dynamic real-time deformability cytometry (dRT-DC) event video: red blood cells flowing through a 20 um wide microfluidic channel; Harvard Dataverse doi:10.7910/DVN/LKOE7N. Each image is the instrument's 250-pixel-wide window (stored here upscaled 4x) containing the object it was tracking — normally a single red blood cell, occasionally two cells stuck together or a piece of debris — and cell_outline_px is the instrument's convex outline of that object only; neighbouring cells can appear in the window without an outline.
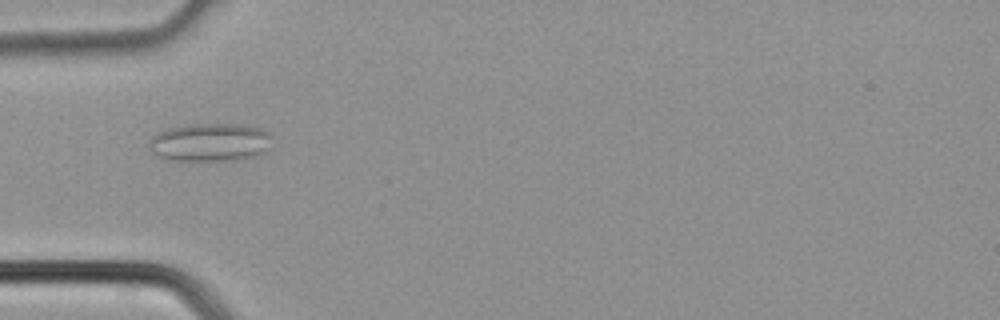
{"species": "common noctule bat (a hibernating species)", "species_latin": "Nyctalus noctula", "temperature_condition": "cold", "stored_images_in_passage": 3, "camera_frame_rate_fps": 3000, "um_per_image_px": 0.085, "animal": {"sex": "male", "body_mass_g": 21.5, "forearm_length_mm": 52.0}, "frame": {"image": 1, "passage_image": 2, "time_ms": 0.333, "image_size_px": [1000, 320], "cell_outline_px": [[272, 148], [256, 156], [236, 160], [168, 160], [156, 156], [148, 148], [148, 144], [152, 136], [168, 128], [184, 124], [240, 124], [260, 128], [272, 132]], "centroid_in_image_um": [17.9, 12.09], "position_along_channel_um": 67.1, "area_um2": 27.98}}